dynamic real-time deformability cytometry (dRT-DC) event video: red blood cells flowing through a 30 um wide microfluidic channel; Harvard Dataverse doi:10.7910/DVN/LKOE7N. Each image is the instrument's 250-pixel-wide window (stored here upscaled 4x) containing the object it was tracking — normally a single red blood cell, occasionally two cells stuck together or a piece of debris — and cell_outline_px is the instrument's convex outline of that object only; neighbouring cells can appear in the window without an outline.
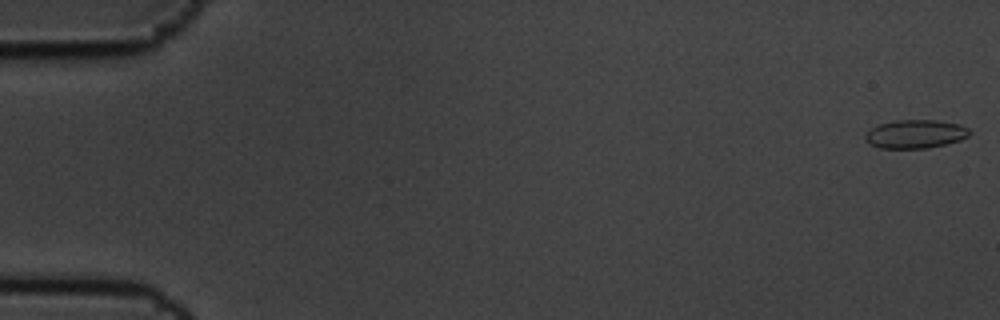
{"species": "common noctule bat (a hibernating species)", "species_latin": "Nyctalus noctula", "temperature_condition": "cold", "stored_images_in_passage": 6, "camera_frame_rate_fps": 3000, "um_per_image_px": 0.085, "animal": {"sex": "male", "body_mass_g": 19.5, "forearm_length_mm": 54.6}, "frame": {"image": 1, "passage_image": 1, "time_ms": 0.0, "image_size_px": [1000, 320], "cell_outline_px": [[972, 132], [968, 136], [960, 140], [948, 144], [928, 148], [880, 148], [864, 140], [864, 136], [872, 128], [880, 124], [896, 120], [936, 120], [960, 124], [968, 128]], "centroid_in_image_um": [77.85, 11.39], "position_along_channel_um": 7.2, "area_um2": 17.34}}